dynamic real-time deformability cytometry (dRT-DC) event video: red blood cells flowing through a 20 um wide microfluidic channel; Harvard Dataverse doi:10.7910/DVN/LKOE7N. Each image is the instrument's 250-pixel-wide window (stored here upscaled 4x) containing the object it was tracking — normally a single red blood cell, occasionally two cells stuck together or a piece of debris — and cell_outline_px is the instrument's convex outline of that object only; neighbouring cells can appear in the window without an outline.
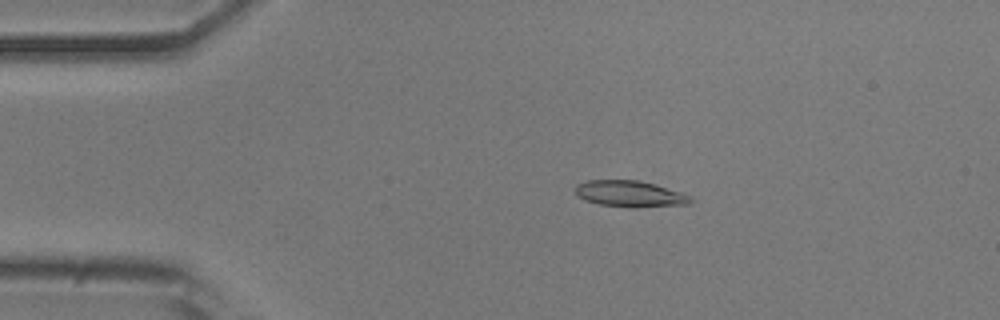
{"species": "common noctule bat (a hibernating species)", "species_latin": "Nyctalus noctula", "temperature_condition": "room temperature", "stored_images_in_passage": 52, "camera_frame_rate_fps": 3000, "um_per_image_px": 0.085, "animal": {"sex": "male", "body_mass_g": 20.5, "forearm_length_mm": 52.5}, "frame": {"image": 1, "passage_image": 10, "time_ms": 3.0, "image_size_px": [1000, 320], "cell_outline_px": [[692, 200], [688, 204], [600, 204], [584, 200], [576, 196], [576, 184], [588, 180], [640, 180], [680, 192], [692, 196]], "centroid_in_image_um": [53.45, 16.4], "position_along_channel_um": 31.6, "area_um2": 16.36}}
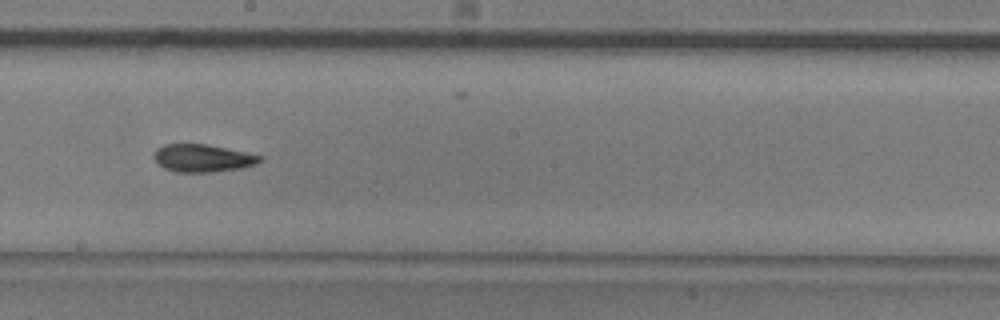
{"frame": {"image": 2, "passage_image": 29, "time_ms": 9.333, "image_size_px": [1000, 320], "cell_outline_px": [[264, 160], [256, 164], [240, 168], [212, 172], [176, 172], [164, 168], [152, 156], [156, 148], [164, 144], [204, 144], [264, 156]], "centroid_in_image_um": [17.22, 13.44], "position_along_channel_um": 231.0, "area_um2": 16.99}}
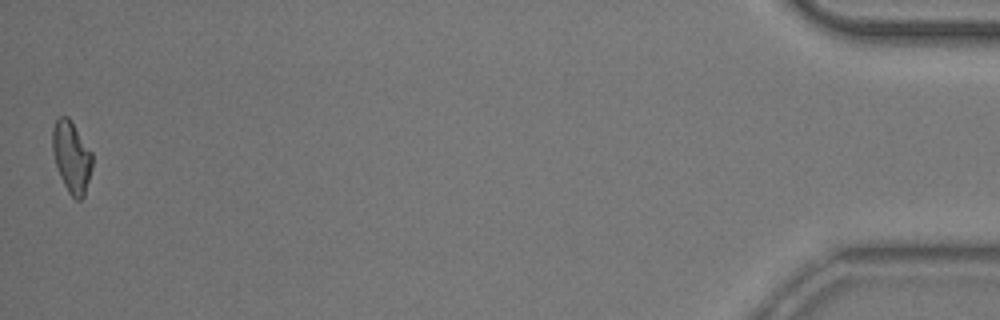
{"frame": {"image": 3, "passage_image": 52, "time_ms": 17.0, "image_size_px": [1000, 320], "cell_outline_px": [[92, 168], [84, 196], [80, 200], [76, 200], [68, 192], [60, 176], [56, 164], [52, 148], [52, 128], [56, 120], [60, 116], [68, 116], [92, 152]], "centroid_in_image_um": [6.08, 13.34], "position_along_channel_um": 429.1, "area_um2": 16.47}, "authors_computed_cell_mechanics": {"area_um2": 17.1666, "velocity_mm_per_s": 3.8327, "shape_relaxation_time_tau1_ms": 5.3743, "shape_relaxation_time_tau2_ms": 3.1559, "deformation_change_tau1": 0.1725, "deformation_change_tau2": 0.0893}}